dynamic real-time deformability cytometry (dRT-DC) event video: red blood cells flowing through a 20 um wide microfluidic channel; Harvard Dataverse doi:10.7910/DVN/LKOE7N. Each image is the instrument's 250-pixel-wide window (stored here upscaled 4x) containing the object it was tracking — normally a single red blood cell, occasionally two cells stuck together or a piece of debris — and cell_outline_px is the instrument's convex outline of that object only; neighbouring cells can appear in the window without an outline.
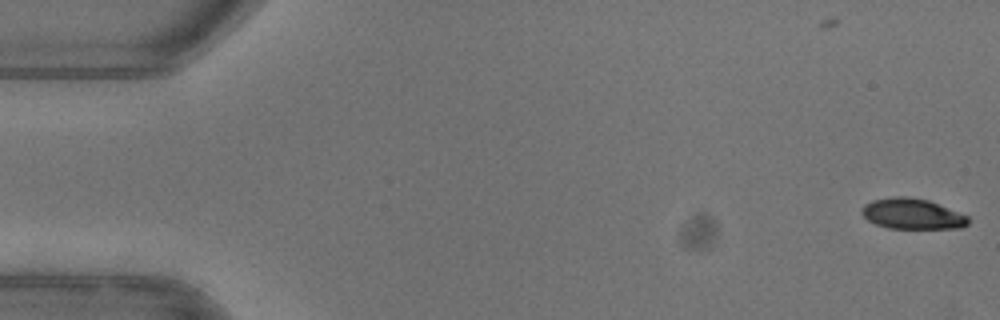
{"species": "common noctule bat (a hibernating species)", "species_latin": "Nyctalus noctula", "temperature_condition": "warm", "stored_images_in_passage": 2, "camera_frame_rate_fps": 3000, "um_per_image_px": 0.085, "animal": {"sex": "female"}, "frame": {"image": 1, "passage_image": 2, "time_ms": 0.333, "image_size_px": [1000, 320], "cell_outline_px": [[968, 224], [960, 228], [888, 228], [876, 224], [868, 220], [860, 212], [864, 204], [872, 200], [896, 196], [908, 196], [928, 200], [968, 216]], "centroid_in_image_um": [77.51, 18.17], "position_along_channel_um": 7.5, "area_um2": 18.84}}